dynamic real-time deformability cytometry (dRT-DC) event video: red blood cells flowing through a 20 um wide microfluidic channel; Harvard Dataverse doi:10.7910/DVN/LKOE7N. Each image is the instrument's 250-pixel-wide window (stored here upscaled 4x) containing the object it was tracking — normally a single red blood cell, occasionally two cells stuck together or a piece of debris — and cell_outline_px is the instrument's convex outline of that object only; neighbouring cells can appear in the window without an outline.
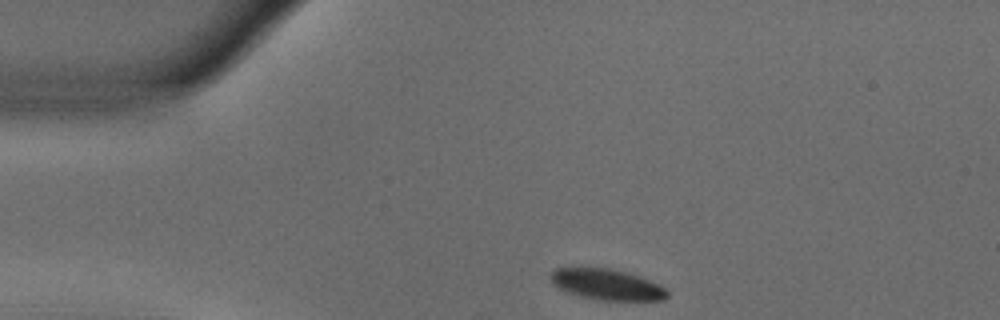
{"species": "common noctule bat (a hibernating species)", "species_latin": "Nyctalus noctula", "temperature_condition": "warm", "stored_images_in_passage": 46, "camera_frame_rate_fps": 3000, "um_per_image_px": 0.085, "animal": {"sex": "male", "body_mass_g": 18.8}, "frame": {"image": 1, "passage_image": 1, "time_ms": 0.0, "image_size_px": [1000, 320], "cell_outline_px": [[668, 296], [664, 300], [600, 300], [580, 296], [556, 288], [548, 280], [548, 276], [556, 268], [608, 268], [640, 276], [660, 284], [668, 292]], "centroid_in_image_um": [51.55, 24.18], "position_along_channel_um": 33.5, "area_um2": 21.04}}
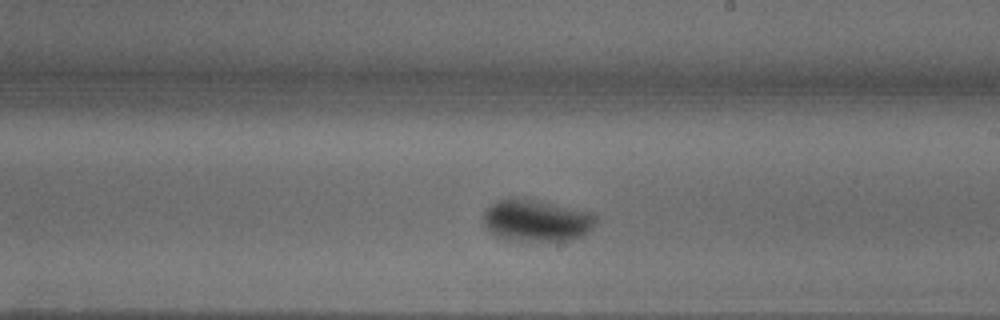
{"frame": {"image": 2, "passage_image": 22, "time_ms": 7.0, "image_size_px": [1000, 320], "cell_outline_px": [[596, 220], [592, 228], [584, 236], [572, 240], [508, 240], [496, 236], [484, 224], [484, 208], [496, 200], [512, 196], [536, 200], [592, 212], [596, 216]], "centroid_in_image_um": [45.58, 18.72], "position_along_channel_um": 243.4, "area_um2": 27.63}}
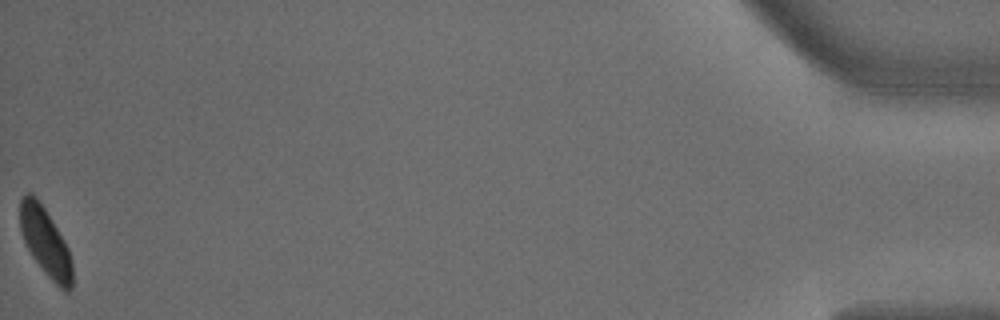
{"frame": {"image": 3, "passage_image": 46, "time_ms": 15.0, "image_size_px": [1000, 320], "cell_outline_px": [[72, 288], [68, 292], [64, 292], [44, 272], [32, 256], [24, 240], [20, 228], [20, 200], [28, 192], [32, 192], [36, 196], [44, 208], [64, 240], [68, 248], [72, 264]], "centroid_in_image_um": [3.86, 20.58], "position_along_channel_um": 431.3, "area_um2": 20.58}, "authors_computed_cell_mechanics": {"area_um2": 24.4494, "velocity_mm_per_s": 3.5849, "shape_relaxation_time_tau1_ms": 2.7889, "shape_relaxation_time_tau2_ms": null, "deformation_change_tau1": 0.1508, "deformation_change_tau2": null}}